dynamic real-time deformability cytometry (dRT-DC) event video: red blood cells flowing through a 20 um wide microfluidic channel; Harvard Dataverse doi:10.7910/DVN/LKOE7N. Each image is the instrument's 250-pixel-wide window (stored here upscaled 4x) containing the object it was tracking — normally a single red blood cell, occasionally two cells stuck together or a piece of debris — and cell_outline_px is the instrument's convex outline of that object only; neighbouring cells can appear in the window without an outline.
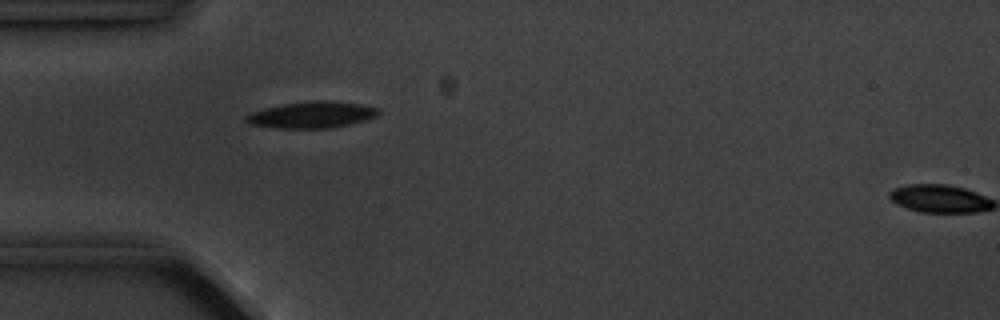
{"species": "common noctule bat (a hibernating species)", "species_latin": "Nyctalus noctula", "temperature_condition": "cold", "stored_images_in_passage": 3, "camera_frame_rate_fps": 3000, "um_per_image_px": 0.085, "animal": {"sex": "male", "body_mass_g": 20.1, "forearm_length_mm": 53.5}, "frame": {"image": 1, "passage_image": 2, "time_ms": 1.0, "image_size_px": [1000, 320], "cell_outline_px": [[380, 112], [376, 116], [364, 120], [348, 124], [328, 128], [276, 128], [248, 124], [244, 120], [244, 116], [252, 112], [264, 108], [284, 104], [316, 100], [328, 100], [360, 104], [380, 108]], "centroid_in_image_um": [26.47, 9.75], "position_along_channel_um": 58.5, "area_um2": 20.35}}